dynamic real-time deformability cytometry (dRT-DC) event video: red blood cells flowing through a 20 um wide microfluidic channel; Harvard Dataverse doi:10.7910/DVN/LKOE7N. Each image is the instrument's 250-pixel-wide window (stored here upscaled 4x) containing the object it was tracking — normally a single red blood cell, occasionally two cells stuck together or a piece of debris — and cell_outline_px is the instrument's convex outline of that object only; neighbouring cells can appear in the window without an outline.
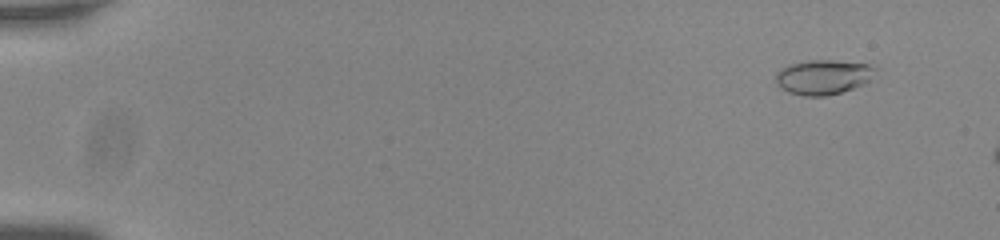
{"species": "common noctule bat (a hibernating species)", "species_latin": "Nyctalus noctula", "temperature_condition": "room temperature", "stored_images_in_passage": 11, "camera_frame_rate_fps": 3000, "um_per_image_px": 0.085, "animal": {"sex": "male", "body_mass_g": 20.0, "forearm_length_mm": 53.3}, "frame": {"image": 1, "passage_image": 5, "time_ms": 1.333, "image_size_px": [1000, 240], "cell_outline_px": [[876, 68], [868, 80], [864, 84], [840, 92], [824, 96], [804, 96], [788, 92], [780, 88], [776, 84], [776, 72], [780, 68], [788, 64], [808, 60], [832, 60], [868, 64]], "centroid_in_image_um": [69.9, 6.54], "position_along_channel_um": 15.1, "area_um2": 20.06}}